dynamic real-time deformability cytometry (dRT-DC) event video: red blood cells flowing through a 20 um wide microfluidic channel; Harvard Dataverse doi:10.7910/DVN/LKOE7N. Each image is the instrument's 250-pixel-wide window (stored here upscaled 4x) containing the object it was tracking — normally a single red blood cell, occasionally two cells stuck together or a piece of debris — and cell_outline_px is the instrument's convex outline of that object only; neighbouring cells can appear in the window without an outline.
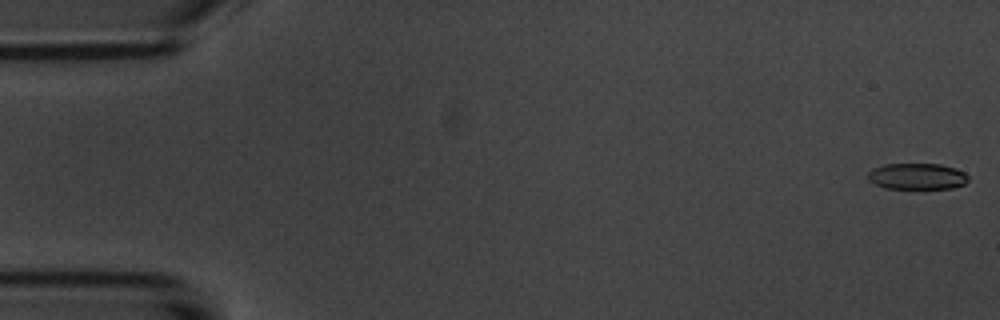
{"species": "common noctule bat (a hibernating species)", "species_latin": "Nyctalus noctula", "temperature_condition": "room temperature", "stored_images_in_passage": 6, "camera_frame_rate_fps": 3000, "um_per_image_px": 0.085, "animal": {"sex": "male", "body_mass_g": 20.1, "forearm_length_mm": 53.5}, "frame": {"image": 1, "passage_image": 1, "time_ms": 0.0, "image_size_px": [1000, 320], "cell_outline_px": [[968, 180], [964, 184], [952, 188], [884, 188], [868, 180], [868, 172], [872, 168], [884, 164], [940, 164], [956, 168], [964, 172], [968, 176]], "centroid_in_image_um": [77.94, 14.98], "position_along_channel_um": 7.1, "area_um2": 15.32}}
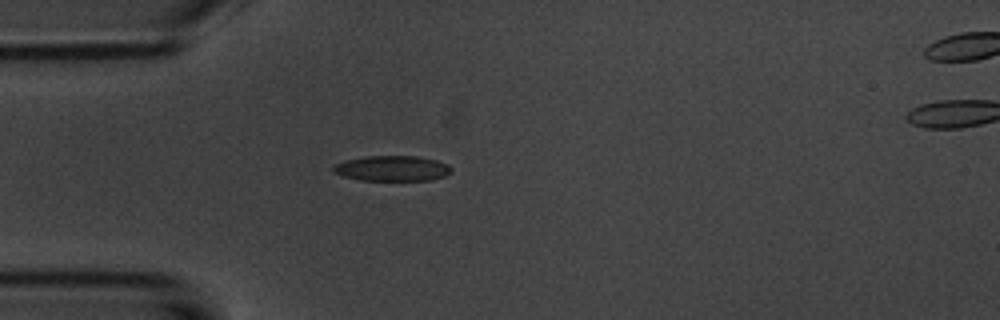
{"frame": {"image": 2, "passage_image": 5, "time_ms": 4.667, "image_size_px": [1000, 320], "cell_outline_px": [[452, 172], [444, 176], [432, 180], [360, 180], [344, 176], [332, 172], [332, 168], [336, 164], [344, 160], [364, 156], [416, 156], [436, 160], [448, 164], [452, 168]], "centroid_in_image_um": [33.34, 14.31], "position_along_channel_um": 51.7, "area_um2": 17.51}}